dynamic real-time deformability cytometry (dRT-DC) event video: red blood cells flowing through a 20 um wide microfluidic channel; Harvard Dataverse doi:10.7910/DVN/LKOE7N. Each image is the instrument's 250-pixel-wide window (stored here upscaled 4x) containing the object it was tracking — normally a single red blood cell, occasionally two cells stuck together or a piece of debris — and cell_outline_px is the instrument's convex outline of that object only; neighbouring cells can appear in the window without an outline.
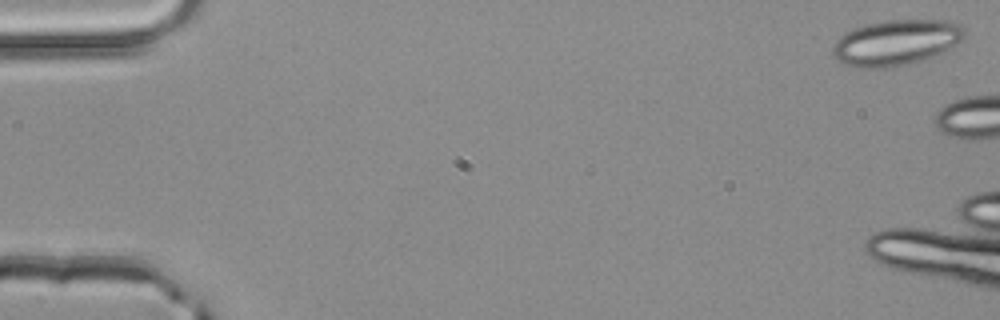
{"species": "common noctule bat (a hibernating species)", "species_latin": "Nyctalus noctula", "temperature_condition": "room temperature", "stored_images_in_passage": 7, "camera_frame_rate_fps": 3000, "um_per_image_px": 0.085, "animal": {"sex": "male", "body_mass_g": 20.4}, "frame": {"image": 1, "passage_image": 1, "time_ms": 0.0, "image_size_px": [1000, 320], "cell_outline_px": [[964, 40], [960, 44], [932, 56], [908, 64], [884, 68], [856, 68], [836, 60], [832, 56], [832, 48], [836, 40], [844, 32], [852, 28], [884, 20], [944, 20], [960, 24], [964, 28]], "centroid_in_image_um": [76.15, 3.61], "position_along_channel_um": 8.9, "area_um2": 35.26}}